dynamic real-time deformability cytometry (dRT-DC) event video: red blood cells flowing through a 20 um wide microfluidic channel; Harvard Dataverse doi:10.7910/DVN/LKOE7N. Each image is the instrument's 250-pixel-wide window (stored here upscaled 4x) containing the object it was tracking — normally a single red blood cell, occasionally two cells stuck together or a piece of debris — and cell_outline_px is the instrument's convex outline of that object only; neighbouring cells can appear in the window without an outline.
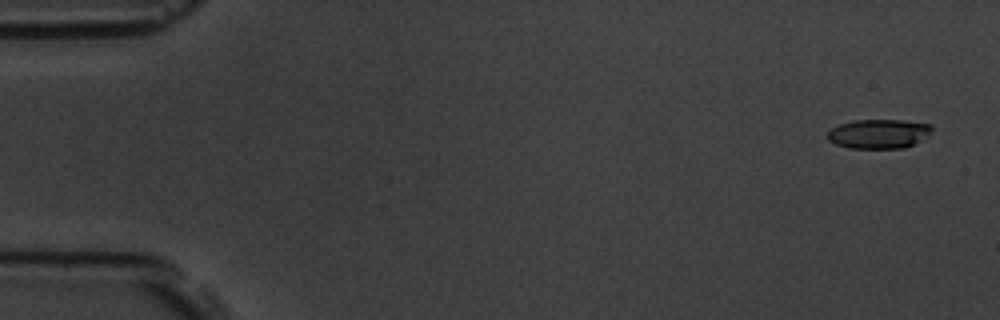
{"species": "common noctule bat (a hibernating species)", "species_latin": "Nyctalus noctula", "temperature_condition": "room temperature", "stored_images_in_passage": 5, "camera_frame_rate_fps": 3000, "um_per_image_px": 0.085, "animal": {"sex": "male", "body_mass_g": 19.5, "forearm_length_mm": 54.6}, "frame": {"image": 1, "passage_image": 1, "time_ms": 0.0, "image_size_px": [1000, 320], "cell_outline_px": [[932, 128], [920, 140], [904, 148], [848, 148], [836, 144], [828, 140], [828, 132], [832, 128], [840, 124], [856, 120], [900, 120], [932, 124]], "centroid_in_image_um": [74.65, 11.37], "position_along_channel_um": 10.3, "area_um2": 17.51}}
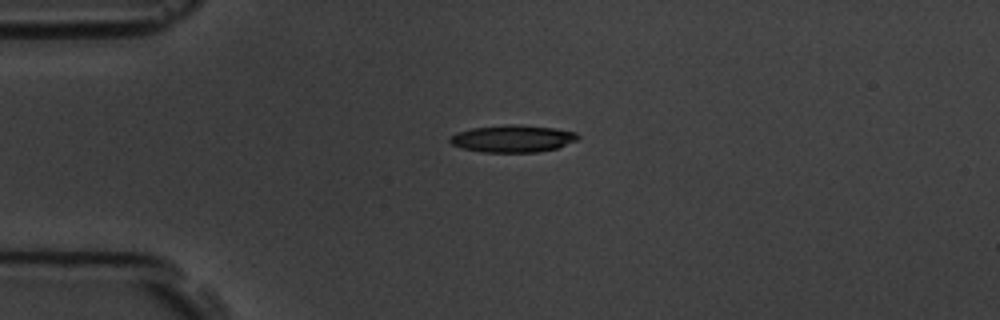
{"frame": {"image": 2, "passage_image": 4, "time_ms": 3.667, "image_size_px": [1000, 320], "cell_outline_px": [[580, 136], [576, 140], [556, 148], [540, 152], [484, 152], [460, 148], [452, 144], [448, 140], [456, 132], [472, 128], [508, 124], [516, 124], [556, 128], [576, 132]], "centroid_in_image_um": [43.57, 11.78], "position_along_channel_um": 41.4, "area_um2": 20.29}}